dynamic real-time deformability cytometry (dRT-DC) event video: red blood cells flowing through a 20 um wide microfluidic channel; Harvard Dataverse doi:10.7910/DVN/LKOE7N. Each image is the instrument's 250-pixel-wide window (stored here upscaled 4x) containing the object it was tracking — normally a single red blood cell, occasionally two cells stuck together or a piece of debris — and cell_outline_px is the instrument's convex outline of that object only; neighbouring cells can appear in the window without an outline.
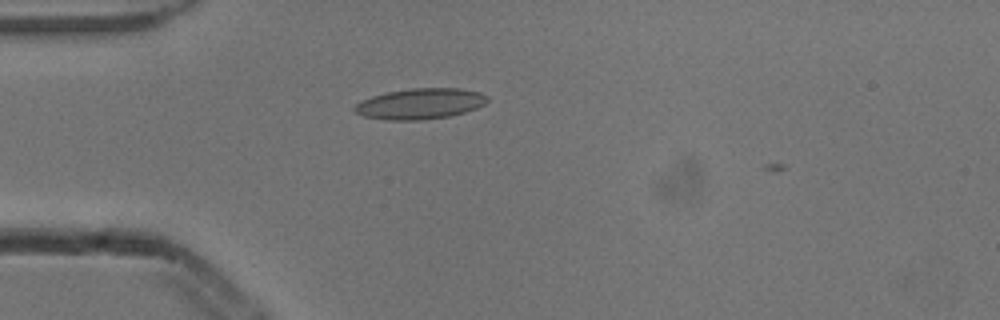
{"species": "common noctule bat (a hibernating species)", "species_latin": "Nyctalus noctula", "temperature_condition": "cold", "stored_images_in_passage": 2, "camera_frame_rate_fps": 3000, "um_per_image_px": 0.085, "animal": {"sex": "male", "body_mass_g": 13.3}, "frame": {"image": 1, "passage_image": 2, "time_ms": 0.333, "image_size_px": [1000, 320], "cell_outline_px": [[488, 100], [484, 104], [476, 108], [464, 112], [448, 116], [420, 120], [388, 120], [364, 116], [356, 112], [352, 108], [360, 100], [372, 96], [388, 92], [412, 88], [460, 88], [480, 92], [488, 96]], "centroid_in_image_um": [35.71, 8.81], "position_along_channel_um": 49.3, "area_um2": 23.7}}